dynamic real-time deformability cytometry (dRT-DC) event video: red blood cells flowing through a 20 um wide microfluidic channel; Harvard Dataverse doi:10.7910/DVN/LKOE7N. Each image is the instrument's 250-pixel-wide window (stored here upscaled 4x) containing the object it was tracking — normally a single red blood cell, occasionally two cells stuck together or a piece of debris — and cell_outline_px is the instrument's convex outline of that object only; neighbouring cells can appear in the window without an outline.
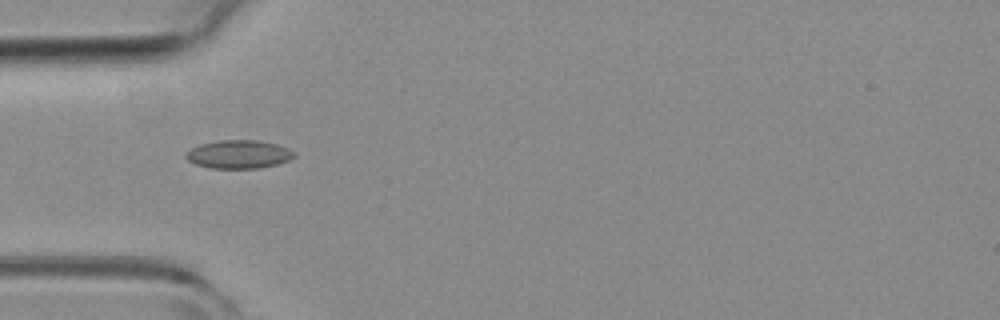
{"species": "common noctule bat (a hibernating species)", "species_latin": "Nyctalus noctula", "temperature_condition": "room temperature", "stored_images_in_passage": 3, "camera_frame_rate_fps": 3000, "um_per_image_px": 0.085, "animal": {"sex": "female", "body_mass_g": 19.3, "forearm_length_mm": 54.1}, "frame": {"image": 1, "passage_image": 2, "time_ms": 0.333, "image_size_px": [1000, 320], "cell_outline_px": [[296, 156], [288, 160], [276, 164], [260, 168], [212, 168], [196, 164], [188, 160], [184, 156], [192, 148], [200, 144], [220, 140], [260, 140], [276, 144], [288, 148], [296, 152]], "centroid_in_image_um": [20.32, 13.11], "position_along_channel_um": 64.7, "area_um2": 17.8}}
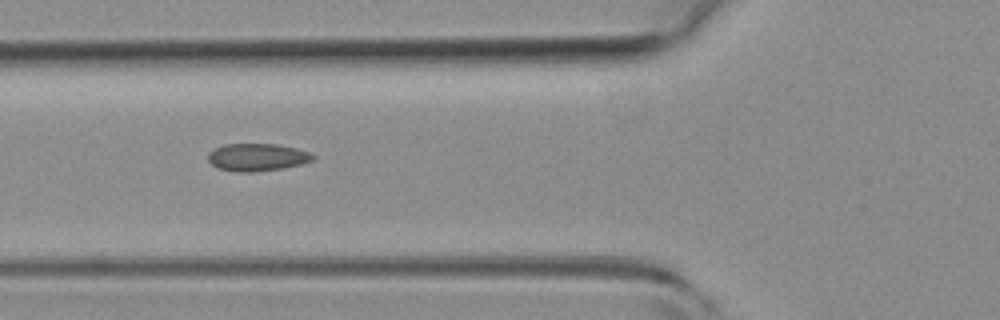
{"frame": {"image": 2, "passage_image": 3, "time_ms": 0.667, "image_size_px": [1000, 320], "cell_outline_px": [[316, 156], [312, 160], [300, 164], [284, 168], [252, 172], [236, 172], [216, 168], [208, 160], [208, 152], [224, 144], [276, 144], [296, 148], [308, 152]], "centroid_in_image_um": [21.83, 13.37], "position_along_channel_um": 104.0, "area_um2": 16.82}}